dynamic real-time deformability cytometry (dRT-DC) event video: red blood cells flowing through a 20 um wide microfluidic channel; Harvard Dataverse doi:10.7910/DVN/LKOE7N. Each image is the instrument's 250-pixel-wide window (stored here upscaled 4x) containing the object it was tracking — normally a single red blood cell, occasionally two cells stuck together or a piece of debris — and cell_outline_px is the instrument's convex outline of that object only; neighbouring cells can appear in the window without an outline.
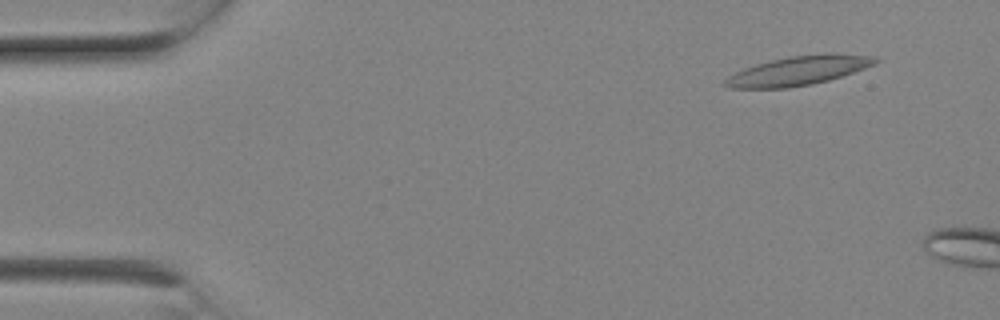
{"species": "Egyptian fruit bat (a non-hibernating species)", "species_latin": "Rousettus aegyptiacus", "temperature_condition": "room temperature", "stored_images_in_passage": 4, "camera_frame_rate_fps": 3000, "um_per_image_px": 0.085, "animal": {"sex": "female"}, "frame": {"image": 1, "passage_image": 2, "time_ms": 0.333, "image_size_px": [1000, 320], "cell_outline_px": [[880, 60], [876, 64], [828, 80], [812, 84], [788, 88], [732, 88], [720, 84], [728, 76], [744, 68], [756, 64], [788, 56], [832, 52], [876, 56]], "centroid_in_image_um": [67.88, 5.99], "position_along_channel_um": 17.1, "area_um2": 25.66}}